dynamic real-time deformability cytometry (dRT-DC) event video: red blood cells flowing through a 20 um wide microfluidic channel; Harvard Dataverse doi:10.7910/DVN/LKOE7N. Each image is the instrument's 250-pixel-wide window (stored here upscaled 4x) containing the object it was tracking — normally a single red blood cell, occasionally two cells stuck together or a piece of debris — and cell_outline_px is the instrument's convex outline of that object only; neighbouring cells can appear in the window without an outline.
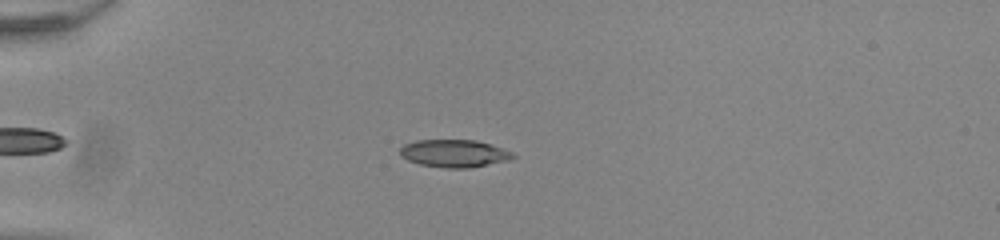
{"species": "common noctule bat (a hibernating species)", "species_latin": "Nyctalus noctula", "temperature_condition": "room temperature", "stored_images_in_passage": 52, "camera_frame_rate_fps": 3000, "um_per_image_px": 0.085, "animal": {"sex": "male", "body_mass_g": 20.0, "forearm_length_mm": 53.3}, "frame": {"image": 1, "passage_image": 14, "time_ms": 4.333, "image_size_px": [1000, 240], "cell_outline_px": [[516, 156], [508, 160], [468, 168], [444, 168], [420, 164], [408, 160], [400, 156], [400, 148], [404, 144], [416, 140], [476, 140], [512, 152]], "centroid_in_image_um": [38.56, 13.04], "position_along_channel_um": 46.4, "area_um2": 17.98}}
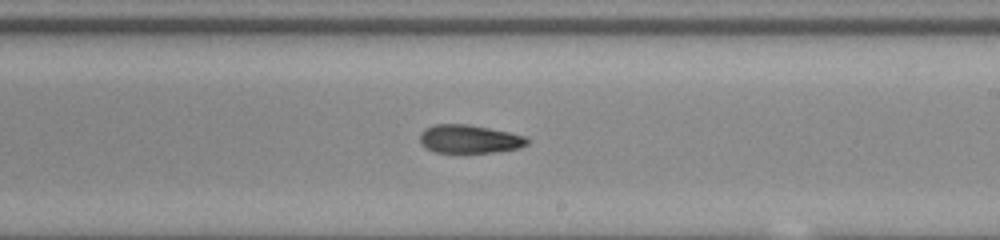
{"frame": {"image": 2, "passage_image": 32, "time_ms": 10.333, "image_size_px": [1000, 240], "cell_outline_px": [[532, 140], [528, 144], [520, 148], [496, 152], [436, 152], [428, 148], [420, 140], [420, 132], [424, 128], [436, 124], [468, 124], [508, 132], [524, 136]], "centroid_in_image_um": [39.94, 11.81], "position_along_channel_um": 249.1, "area_um2": 17.63}}
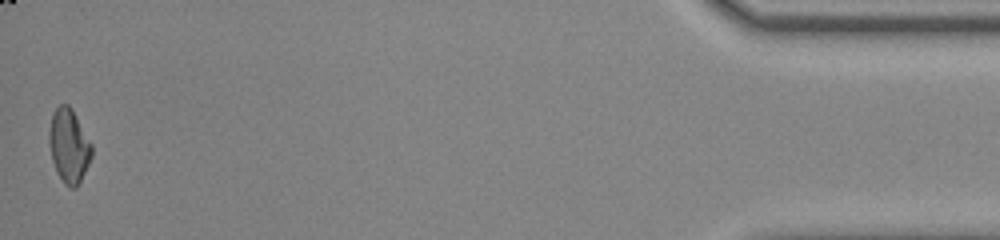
{"frame": {"image": 3, "passage_image": 52, "time_ms": 17.0, "image_size_px": [1000, 240], "cell_outline_px": [[92, 156], [80, 184], [76, 188], [68, 188], [64, 184], [56, 172], [52, 160], [48, 140], [48, 132], [52, 112], [60, 104], [68, 104], [72, 108], [92, 144]], "centroid_in_image_um": [5.85, 12.41], "position_along_channel_um": 429.3, "area_um2": 18.73}, "authors_computed_cell_mechanics": {"area_um2": 18.2359, "velocity_mm_per_s": 3.9093, "shape_relaxation_time_tau1_ms": null, "shape_relaxation_time_tau2_ms": 6.5152, "deformation_change_tau1": null, "deformation_change_tau2": 0.1558}}